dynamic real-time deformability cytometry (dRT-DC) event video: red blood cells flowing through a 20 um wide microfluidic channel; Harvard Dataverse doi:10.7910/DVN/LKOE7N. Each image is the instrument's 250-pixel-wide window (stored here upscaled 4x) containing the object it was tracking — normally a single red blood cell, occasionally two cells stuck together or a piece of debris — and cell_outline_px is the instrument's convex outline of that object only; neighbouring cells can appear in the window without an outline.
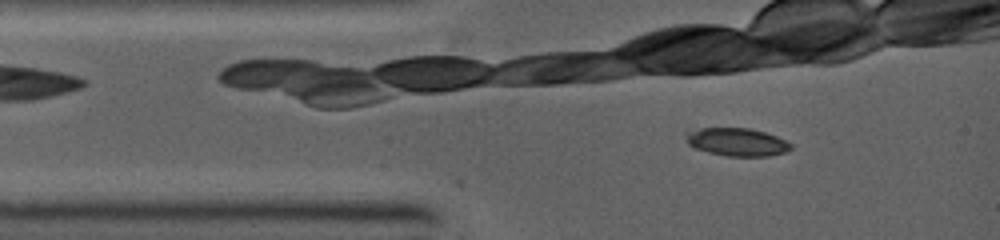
{"species": "common noctule bat (a hibernating species)", "species_latin": "Nyctalus noctula", "temperature_condition": "warm", "stored_images_in_passage": 5, "camera_frame_rate_fps": 5000, "um_per_image_px": 0.085, "animal": {"sex": "female", "body_mass_g": 19.0, "forearm_length_mm": 53.3}, "frame": {"image": 1, "passage_image": 4, "time_ms": 1.2, "image_size_px": [1000, 240], "cell_outline_px": [[792, 148], [784, 152], [768, 156], [728, 156], [708, 152], [696, 148], [688, 144], [684, 136], [684, 132], [700, 128], [748, 128], [764, 132], [776, 136], [792, 144]], "centroid_in_image_um": [62.6, 12.06], "position_along_channel_um": 22.4, "area_um2": 17.05}}